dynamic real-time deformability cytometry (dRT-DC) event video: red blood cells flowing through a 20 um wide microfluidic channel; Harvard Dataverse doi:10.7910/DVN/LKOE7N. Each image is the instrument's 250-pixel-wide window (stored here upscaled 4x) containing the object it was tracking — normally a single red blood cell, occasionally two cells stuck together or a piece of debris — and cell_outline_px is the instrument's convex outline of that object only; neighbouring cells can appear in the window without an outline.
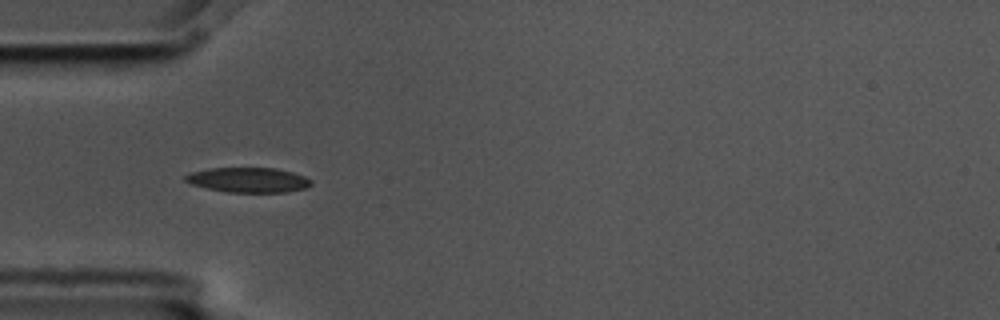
{"species": "common noctule bat (a hibernating species)", "species_latin": "Nyctalus noctula", "temperature_condition": "cold", "stored_images_in_passage": 5, "segment_of_instrument_passage": [2, 2], "camera_frame_rate_fps": 3000, "um_per_image_px": 0.085, "animal": {"sex": "male", "body_mass_g": 17.5, "forearm_length_mm": 52.3}, "frame": {"image": 1, "passage_image": 4, "time_ms": 1.0, "image_size_px": [1000, 320], "cell_outline_px": [[312, 184], [308, 188], [288, 192], [224, 192], [192, 184], [184, 180], [184, 176], [192, 172], [208, 168], [276, 168], [292, 172], [304, 176], [312, 180]], "centroid_in_image_um": [21.14, 15.3], "position_along_channel_um": 63.9, "area_um2": 18.32}}